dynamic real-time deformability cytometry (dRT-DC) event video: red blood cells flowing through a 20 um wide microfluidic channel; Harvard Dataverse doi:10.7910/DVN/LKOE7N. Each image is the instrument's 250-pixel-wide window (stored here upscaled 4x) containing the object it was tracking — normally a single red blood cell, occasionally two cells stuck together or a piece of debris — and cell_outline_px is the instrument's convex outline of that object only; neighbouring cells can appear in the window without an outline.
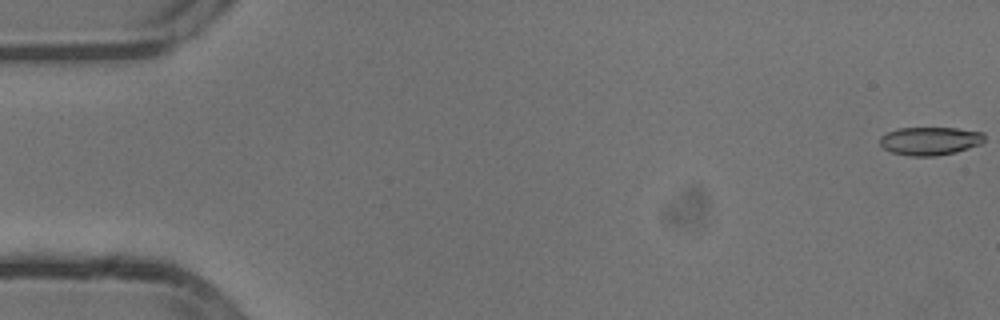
{"species": "common noctule bat (a hibernating species)", "species_latin": "Nyctalus noctula", "temperature_condition": "cold", "stored_images_in_passage": 54, "camera_frame_rate_fps": 3000, "um_per_image_px": 0.085, "animal": {"sex": "male", "body_mass_g": 13.3}, "frame": {"image": 1, "passage_image": 1, "time_ms": 0.0, "image_size_px": [1000, 320], "cell_outline_px": [[984, 140], [980, 144], [956, 152], [936, 156], [908, 156], [892, 152], [884, 148], [880, 144], [880, 136], [888, 132], [900, 128], [956, 128], [984, 132]], "centroid_in_image_um": [79.05, 11.98], "position_along_channel_um": 5.9, "area_um2": 17.17}}
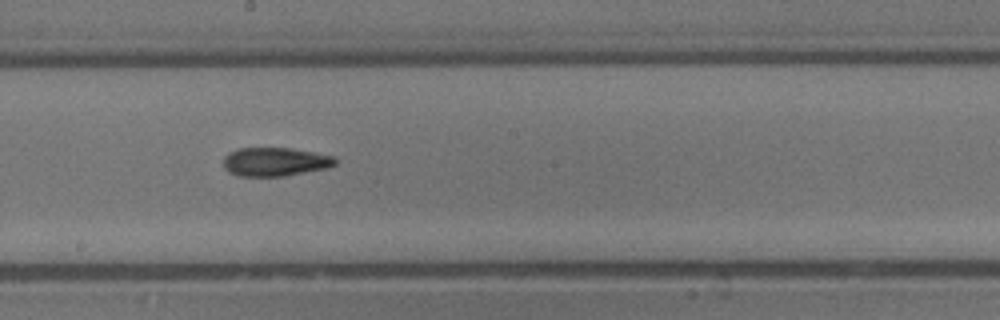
{"frame": {"image": 2, "passage_image": 30, "time_ms": 9.667, "image_size_px": [1000, 320], "cell_outline_px": [[336, 164], [328, 168], [284, 176], [240, 176], [228, 172], [224, 168], [224, 156], [228, 152], [236, 148], [292, 148], [336, 156]], "centroid_in_image_um": [23.38, 13.74], "position_along_channel_um": 224.8, "area_um2": 18.9}}
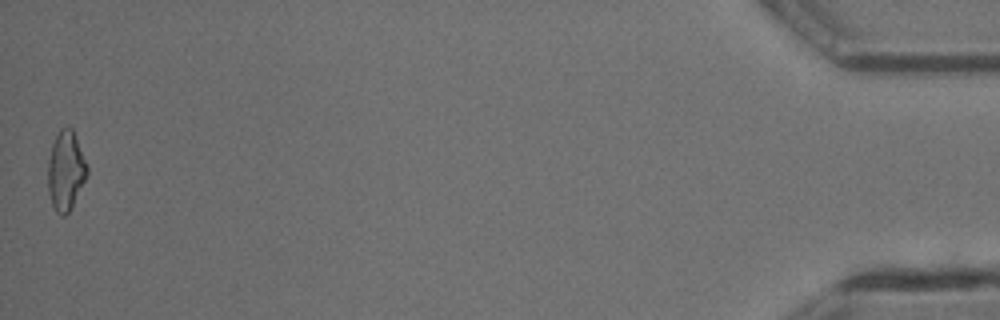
{"frame": {"image": 3, "passage_image": 54, "time_ms": 17.667, "image_size_px": [1000, 320], "cell_outline_px": [[88, 172], [68, 212], [64, 216], [60, 216], [56, 212], [52, 204], [48, 192], [48, 160], [52, 144], [60, 128], [68, 124], [72, 128], [88, 168]], "centroid_in_image_um": [5.56, 14.47], "position_along_channel_um": 429.6, "area_um2": 17.8}, "authors_computed_cell_mechanics": {"area_um2": 18.4093, "velocity_mm_per_s": 3.8338, "shape_relaxation_time_tau1_ms": 4.2317, "shape_relaxation_time_tau2_ms": 4.5799, "deformation_change_tau1": 0.135, "deformation_change_tau2": 0.121}}